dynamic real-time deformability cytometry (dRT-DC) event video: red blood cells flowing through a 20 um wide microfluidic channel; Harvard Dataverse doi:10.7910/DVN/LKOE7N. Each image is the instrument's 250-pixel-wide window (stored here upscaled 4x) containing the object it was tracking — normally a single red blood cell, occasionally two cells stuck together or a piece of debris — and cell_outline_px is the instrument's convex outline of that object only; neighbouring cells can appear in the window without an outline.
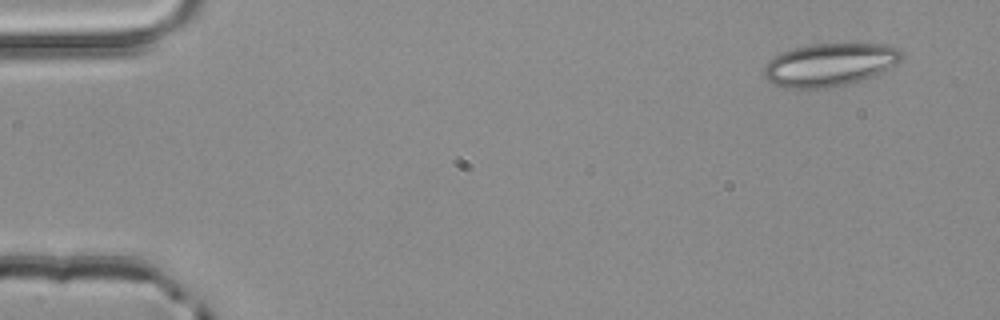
{"species": "common noctule bat (a hibernating species)", "species_latin": "Nyctalus noctula", "temperature_condition": "room temperature", "stored_images_in_passage": 4, "segment_of_instrument_passage": [2, 2], "camera_frame_rate_fps": 3000, "um_per_image_px": 0.085, "animal": {"sex": "male", "body_mass_g": 20.4}, "frame": {"image": 1, "passage_image": 4, "time_ms": 1.0, "image_size_px": [1000, 320], "cell_outline_px": [[904, 56], [900, 60], [880, 72], [864, 80], [824, 88], [788, 88], [772, 84], [764, 76], [764, 68], [776, 56], [792, 48], [812, 44], [888, 44], [896, 48]], "centroid_in_image_um": [70.52, 5.5], "position_along_channel_um": 14.5, "area_um2": 33.87}}